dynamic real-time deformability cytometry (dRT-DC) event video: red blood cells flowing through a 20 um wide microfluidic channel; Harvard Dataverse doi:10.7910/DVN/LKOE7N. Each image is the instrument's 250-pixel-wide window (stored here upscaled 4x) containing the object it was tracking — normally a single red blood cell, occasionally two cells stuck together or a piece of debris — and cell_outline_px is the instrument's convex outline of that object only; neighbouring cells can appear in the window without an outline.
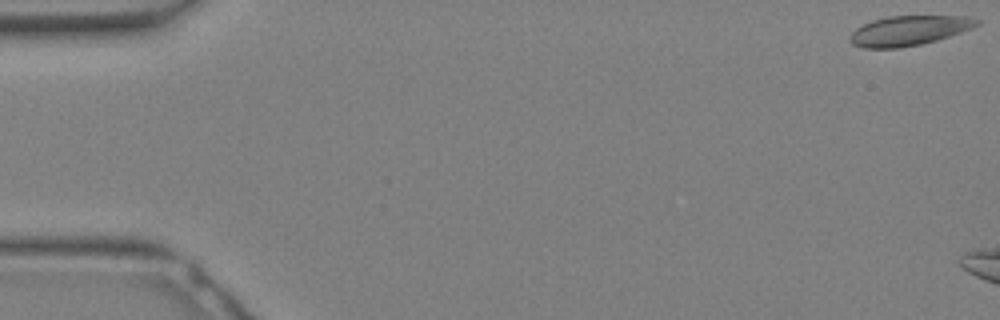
{"species": "Egyptian fruit bat (a non-hibernating species)", "species_latin": "Rousettus aegyptiacus", "temperature_condition": "warm", "stored_images_in_passage": 5, "camera_frame_rate_fps": 3000, "um_per_image_px": 0.085, "animal": {"sex": "female"}, "frame": {"image": 1, "passage_image": 1, "time_ms": 0.0, "image_size_px": [1000, 320], "cell_outline_px": [[980, 24], [972, 28], [936, 40], [920, 44], [900, 48], [864, 48], [852, 44], [848, 40], [848, 36], [856, 28], [872, 20], [888, 16], [968, 16], [980, 20]], "centroid_in_image_um": [77.23, 2.6], "position_along_channel_um": 7.8, "area_um2": 22.02}}